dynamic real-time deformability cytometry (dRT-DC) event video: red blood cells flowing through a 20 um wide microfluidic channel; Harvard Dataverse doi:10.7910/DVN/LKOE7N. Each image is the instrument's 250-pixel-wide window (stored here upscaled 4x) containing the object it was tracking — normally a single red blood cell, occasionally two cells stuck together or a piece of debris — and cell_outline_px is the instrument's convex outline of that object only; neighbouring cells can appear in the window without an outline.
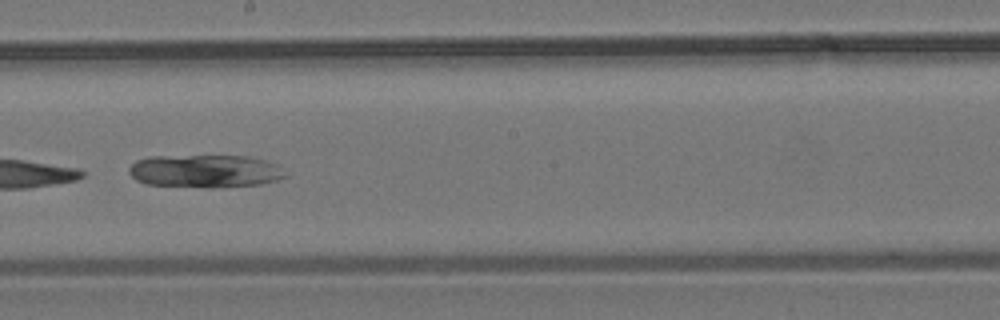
{"species": "common noctule bat (a hibernating species)", "species_latin": "Nyctalus noctula", "temperature_condition": "room temperature", "stored_images_in_passage": 9, "camera_frame_rate_fps": 3000, "um_per_image_px": 0.085, "animal": {"sex": "male", "body_mass_g": 19.2, "forearm_length_mm": 51.8}, "frame": {"image": 1, "passage_image": 8, "time_ms": 8.333, "image_size_px": [1000, 320], "cell_outline_px": [[288, 176], [276, 180], [260, 184], [212, 188], [208, 188], [144, 184], [136, 180], [128, 172], [128, 168], [136, 160], [148, 156], [248, 156], [264, 160], [276, 164]], "centroid_in_image_um": [17.39, 14.55], "position_along_channel_um": 230.8, "area_um2": 30.17}}